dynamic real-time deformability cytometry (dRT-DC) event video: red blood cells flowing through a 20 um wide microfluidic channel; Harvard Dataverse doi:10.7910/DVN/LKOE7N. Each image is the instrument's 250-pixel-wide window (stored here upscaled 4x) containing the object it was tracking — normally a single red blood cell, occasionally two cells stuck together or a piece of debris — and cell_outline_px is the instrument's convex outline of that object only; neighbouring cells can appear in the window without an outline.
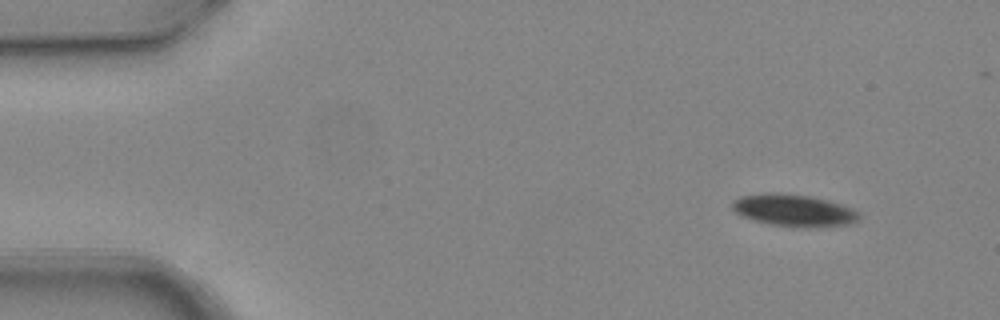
{"species": "common noctule bat (a hibernating species)", "species_latin": "Nyctalus noctula", "temperature_condition": "warm", "stored_images_in_passage": 4, "camera_frame_rate_fps": 3000, "um_per_image_px": 0.085, "animal": {"sex": "female", "body_mass_g": 24.6, "forearm_length_mm": 56.2}, "frame": {"image": 1, "passage_image": 1, "time_ms": 0.0, "image_size_px": [1000, 320], "cell_outline_px": [[860, 220], [852, 224], [820, 228], [792, 228], [768, 224], [752, 220], [736, 212], [732, 208], [732, 200], [740, 196], [772, 192], [808, 196], [828, 200], [852, 208], [860, 212]], "centroid_in_image_um": [67.52, 17.91], "position_along_channel_um": 17.5, "area_um2": 24.22}}
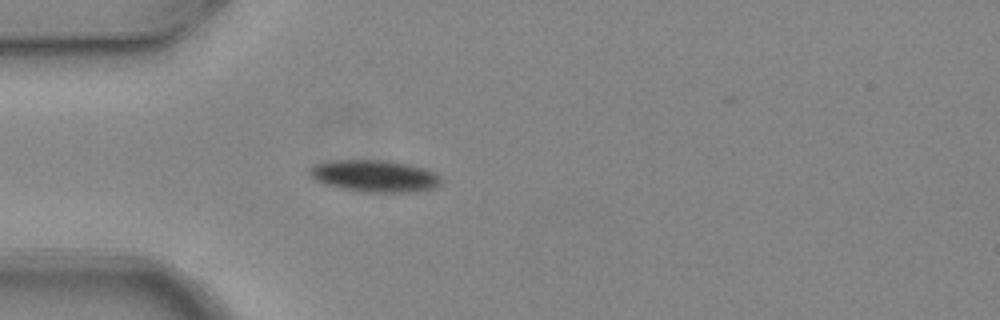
{"frame": {"image": 2, "passage_image": 4, "time_ms": 1.0, "image_size_px": [1000, 320], "cell_outline_px": [[444, 180], [436, 188], [412, 192], [360, 192], [340, 188], [324, 184], [316, 180], [308, 172], [308, 168], [316, 164], [336, 160], [392, 160], [424, 168], [440, 176]], "centroid_in_image_um": [31.87, 14.96], "position_along_channel_um": 53.1, "area_um2": 24.68}}